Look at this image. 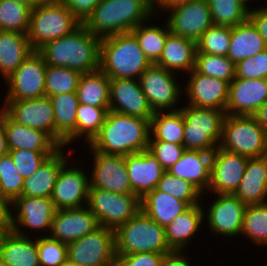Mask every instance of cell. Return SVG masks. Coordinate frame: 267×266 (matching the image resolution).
Returning a JSON list of instances; mask_svg holds the SVG:
<instances>
[{"instance_id": "1", "label": "cell", "mask_w": 267, "mask_h": 266, "mask_svg": "<svg viewBox=\"0 0 267 266\" xmlns=\"http://www.w3.org/2000/svg\"><path fill=\"white\" fill-rule=\"evenodd\" d=\"M100 42V37L81 24L70 34L44 44L37 51L46 65L89 73L100 68Z\"/></svg>"}, {"instance_id": "2", "label": "cell", "mask_w": 267, "mask_h": 266, "mask_svg": "<svg viewBox=\"0 0 267 266\" xmlns=\"http://www.w3.org/2000/svg\"><path fill=\"white\" fill-rule=\"evenodd\" d=\"M150 119L108 111L99 133L89 143L90 150L129 155L148 149Z\"/></svg>"}, {"instance_id": "3", "label": "cell", "mask_w": 267, "mask_h": 266, "mask_svg": "<svg viewBox=\"0 0 267 266\" xmlns=\"http://www.w3.org/2000/svg\"><path fill=\"white\" fill-rule=\"evenodd\" d=\"M156 16L153 0H102L82 24L93 35L104 38L131 32Z\"/></svg>"}, {"instance_id": "4", "label": "cell", "mask_w": 267, "mask_h": 266, "mask_svg": "<svg viewBox=\"0 0 267 266\" xmlns=\"http://www.w3.org/2000/svg\"><path fill=\"white\" fill-rule=\"evenodd\" d=\"M151 65L132 32L101 38L100 69L110 79H136Z\"/></svg>"}, {"instance_id": "5", "label": "cell", "mask_w": 267, "mask_h": 266, "mask_svg": "<svg viewBox=\"0 0 267 266\" xmlns=\"http://www.w3.org/2000/svg\"><path fill=\"white\" fill-rule=\"evenodd\" d=\"M165 228L140 210L115 230L116 255L141 252L169 253Z\"/></svg>"}, {"instance_id": "6", "label": "cell", "mask_w": 267, "mask_h": 266, "mask_svg": "<svg viewBox=\"0 0 267 266\" xmlns=\"http://www.w3.org/2000/svg\"><path fill=\"white\" fill-rule=\"evenodd\" d=\"M81 21L59 0H45L31 10L27 33L33 50L70 34Z\"/></svg>"}, {"instance_id": "7", "label": "cell", "mask_w": 267, "mask_h": 266, "mask_svg": "<svg viewBox=\"0 0 267 266\" xmlns=\"http://www.w3.org/2000/svg\"><path fill=\"white\" fill-rule=\"evenodd\" d=\"M180 110L184 117L183 146L186 150L213 153L222 138L225 110L198 108L185 104Z\"/></svg>"}, {"instance_id": "8", "label": "cell", "mask_w": 267, "mask_h": 266, "mask_svg": "<svg viewBox=\"0 0 267 266\" xmlns=\"http://www.w3.org/2000/svg\"><path fill=\"white\" fill-rule=\"evenodd\" d=\"M219 147L247 158L262 157L267 155V132L253 116L226 115Z\"/></svg>"}, {"instance_id": "9", "label": "cell", "mask_w": 267, "mask_h": 266, "mask_svg": "<svg viewBox=\"0 0 267 266\" xmlns=\"http://www.w3.org/2000/svg\"><path fill=\"white\" fill-rule=\"evenodd\" d=\"M87 207L99 226L115 231L141 210V199L135 194L89 189Z\"/></svg>"}, {"instance_id": "10", "label": "cell", "mask_w": 267, "mask_h": 266, "mask_svg": "<svg viewBox=\"0 0 267 266\" xmlns=\"http://www.w3.org/2000/svg\"><path fill=\"white\" fill-rule=\"evenodd\" d=\"M68 260L81 266H114L115 231L99 226L67 244Z\"/></svg>"}, {"instance_id": "11", "label": "cell", "mask_w": 267, "mask_h": 266, "mask_svg": "<svg viewBox=\"0 0 267 266\" xmlns=\"http://www.w3.org/2000/svg\"><path fill=\"white\" fill-rule=\"evenodd\" d=\"M174 72L157 64H151L139 77L142 91L154 112L179 110L177 102L183 94L180 82ZM178 82V83H177Z\"/></svg>"}, {"instance_id": "12", "label": "cell", "mask_w": 267, "mask_h": 266, "mask_svg": "<svg viewBox=\"0 0 267 266\" xmlns=\"http://www.w3.org/2000/svg\"><path fill=\"white\" fill-rule=\"evenodd\" d=\"M45 61L41 54L34 50L8 77L5 101L35 99L45 96Z\"/></svg>"}, {"instance_id": "13", "label": "cell", "mask_w": 267, "mask_h": 266, "mask_svg": "<svg viewBox=\"0 0 267 266\" xmlns=\"http://www.w3.org/2000/svg\"><path fill=\"white\" fill-rule=\"evenodd\" d=\"M12 230L21 236L27 235V228L35 232L47 233L51 230L52 219L56 208L51 198L48 197H26L20 196L11 203ZM23 227L26 230H23ZM38 230V231H37ZM26 233V234H25Z\"/></svg>"}, {"instance_id": "14", "label": "cell", "mask_w": 267, "mask_h": 266, "mask_svg": "<svg viewBox=\"0 0 267 266\" xmlns=\"http://www.w3.org/2000/svg\"><path fill=\"white\" fill-rule=\"evenodd\" d=\"M169 31L194 41L214 25L207 0H193L166 9Z\"/></svg>"}, {"instance_id": "15", "label": "cell", "mask_w": 267, "mask_h": 266, "mask_svg": "<svg viewBox=\"0 0 267 266\" xmlns=\"http://www.w3.org/2000/svg\"><path fill=\"white\" fill-rule=\"evenodd\" d=\"M92 171L90 189H101L118 194H134L127 173L125 156L91 150Z\"/></svg>"}, {"instance_id": "16", "label": "cell", "mask_w": 267, "mask_h": 266, "mask_svg": "<svg viewBox=\"0 0 267 266\" xmlns=\"http://www.w3.org/2000/svg\"><path fill=\"white\" fill-rule=\"evenodd\" d=\"M0 109L18 124L41 130L55 141L54 111L49 97L4 101Z\"/></svg>"}, {"instance_id": "17", "label": "cell", "mask_w": 267, "mask_h": 266, "mask_svg": "<svg viewBox=\"0 0 267 266\" xmlns=\"http://www.w3.org/2000/svg\"><path fill=\"white\" fill-rule=\"evenodd\" d=\"M67 161L59 171L51 195L56 210L87 206L90 176L80 167H69Z\"/></svg>"}, {"instance_id": "18", "label": "cell", "mask_w": 267, "mask_h": 266, "mask_svg": "<svg viewBox=\"0 0 267 266\" xmlns=\"http://www.w3.org/2000/svg\"><path fill=\"white\" fill-rule=\"evenodd\" d=\"M247 161V157L218 146L212 153L208 192L234 194L243 179Z\"/></svg>"}, {"instance_id": "19", "label": "cell", "mask_w": 267, "mask_h": 266, "mask_svg": "<svg viewBox=\"0 0 267 266\" xmlns=\"http://www.w3.org/2000/svg\"><path fill=\"white\" fill-rule=\"evenodd\" d=\"M214 195L216 198L210 204L208 212L204 213V220H207L208 229H211L210 231L216 235L229 239L239 236L247 205L242 203L234 194Z\"/></svg>"}, {"instance_id": "20", "label": "cell", "mask_w": 267, "mask_h": 266, "mask_svg": "<svg viewBox=\"0 0 267 266\" xmlns=\"http://www.w3.org/2000/svg\"><path fill=\"white\" fill-rule=\"evenodd\" d=\"M188 75V84L186 87L183 86V94L188 97V105L198 108L226 109L229 93L228 82L202 75L194 69Z\"/></svg>"}, {"instance_id": "21", "label": "cell", "mask_w": 267, "mask_h": 266, "mask_svg": "<svg viewBox=\"0 0 267 266\" xmlns=\"http://www.w3.org/2000/svg\"><path fill=\"white\" fill-rule=\"evenodd\" d=\"M110 111L151 119L154 115L148 99L136 79H110Z\"/></svg>"}, {"instance_id": "22", "label": "cell", "mask_w": 267, "mask_h": 266, "mask_svg": "<svg viewBox=\"0 0 267 266\" xmlns=\"http://www.w3.org/2000/svg\"><path fill=\"white\" fill-rule=\"evenodd\" d=\"M99 227L96 217L87 206L56 210L51 223L49 237L70 243Z\"/></svg>"}, {"instance_id": "23", "label": "cell", "mask_w": 267, "mask_h": 266, "mask_svg": "<svg viewBox=\"0 0 267 266\" xmlns=\"http://www.w3.org/2000/svg\"><path fill=\"white\" fill-rule=\"evenodd\" d=\"M267 101V79L234 78L229 84L226 115L252 116Z\"/></svg>"}, {"instance_id": "24", "label": "cell", "mask_w": 267, "mask_h": 266, "mask_svg": "<svg viewBox=\"0 0 267 266\" xmlns=\"http://www.w3.org/2000/svg\"><path fill=\"white\" fill-rule=\"evenodd\" d=\"M125 164L132 190L140 199L157 187L166 171L148 150L126 155Z\"/></svg>"}, {"instance_id": "25", "label": "cell", "mask_w": 267, "mask_h": 266, "mask_svg": "<svg viewBox=\"0 0 267 266\" xmlns=\"http://www.w3.org/2000/svg\"><path fill=\"white\" fill-rule=\"evenodd\" d=\"M0 123L5 131L8 150L58 151L61 148L47 133L18 124L2 109Z\"/></svg>"}, {"instance_id": "26", "label": "cell", "mask_w": 267, "mask_h": 266, "mask_svg": "<svg viewBox=\"0 0 267 266\" xmlns=\"http://www.w3.org/2000/svg\"><path fill=\"white\" fill-rule=\"evenodd\" d=\"M211 158L212 153L210 152L185 150L181 158L167 172L177 178L189 181L204 195L208 192L210 185Z\"/></svg>"}, {"instance_id": "27", "label": "cell", "mask_w": 267, "mask_h": 266, "mask_svg": "<svg viewBox=\"0 0 267 266\" xmlns=\"http://www.w3.org/2000/svg\"><path fill=\"white\" fill-rule=\"evenodd\" d=\"M234 195L246 205L267 202V155L248 158L243 179Z\"/></svg>"}, {"instance_id": "28", "label": "cell", "mask_w": 267, "mask_h": 266, "mask_svg": "<svg viewBox=\"0 0 267 266\" xmlns=\"http://www.w3.org/2000/svg\"><path fill=\"white\" fill-rule=\"evenodd\" d=\"M54 111L55 142L60 147L76 141V120L79 100L76 92L49 96Z\"/></svg>"}, {"instance_id": "29", "label": "cell", "mask_w": 267, "mask_h": 266, "mask_svg": "<svg viewBox=\"0 0 267 266\" xmlns=\"http://www.w3.org/2000/svg\"><path fill=\"white\" fill-rule=\"evenodd\" d=\"M63 149L48 157L32 176L24 179L21 196L51 197L59 171L69 161Z\"/></svg>"}, {"instance_id": "30", "label": "cell", "mask_w": 267, "mask_h": 266, "mask_svg": "<svg viewBox=\"0 0 267 266\" xmlns=\"http://www.w3.org/2000/svg\"><path fill=\"white\" fill-rule=\"evenodd\" d=\"M204 209L201 203L191 206L165 227L166 240L171 250H187L190 241L201 230L206 212Z\"/></svg>"}, {"instance_id": "31", "label": "cell", "mask_w": 267, "mask_h": 266, "mask_svg": "<svg viewBox=\"0 0 267 266\" xmlns=\"http://www.w3.org/2000/svg\"><path fill=\"white\" fill-rule=\"evenodd\" d=\"M196 52V41L170 33L156 64L176 74L178 71L187 74L194 69Z\"/></svg>"}, {"instance_id": "32", "label": "cell", "mask_w": 267, "mask_h": 266, "mask_svg": "<svg viewBox=\"0 0 267 266\" xmlns=\"http://www.w3.org/2000/svg\"><path fill=\"white\" fill-rule=\"evenodd\" d=\"M21 236L13 230L3 234L0 241V257L7 266H40L37 238Z\"/></svg>"}, {"instance_id": "33", "label": "cell", "mask_w": 267, "mask_h": 266, "mask_svg": "<svg viewBox=\"0 0 267 266\" xmlns=\"http://www.w3.org/2000/svg\"><path fill=\"white\" fill-rule=\"evenodd\" d=\"M27 33L0 30V73L10 77L33 52Z\"/></svg>"}, {"instance_id": "34", "label": "cell", "mask_w": 267, "mask_h": 266, "mask_svg": "<svg viewBox=\"0 0 267 266\" xmlns=\"http://www.w3.org/2000/svg\"><path fill=\"white\" fill-rule=\"evenodd\" d=\"M190 207L187 202L156 188L141 199V210L164 228Z\"/></svg>"}, {"instance_id": "35", "label": "cell", "mask_w": 267, "mask_h": 266, "mask_svg": "<svg viewBox=\"0 0 267 266\" xmlns=\"http://www.w3.org/2000/svg\"><path fill=\"white\" fill-rule=\"evenodd\" d=\"M266 48L264 39L249 20L231 27L230 46L227 57L235 65L245 58L253 57Z\"/></svg>"}, {"instance_id": "36", "label": "cell", "mask_w": 267, "mask_h": 266, "mask_svg": "<svg viewBox=\"0 0 267 266\" xmlns=\"http://www.w3.org/2000/svg\"><path fill=\"white\" fill-rule=\"evenodd\" d=\"M76 95L81 104L109 108L110 78L100 68L82 73Z\"/></svg>"}, {"instance_id": "37", "label": "cell", "mask_w": 267, "mask_h": 266, "mask_svg": "<svg viewBox=\"0 0 267 266\" xmlns=\"http://www.w3.org/2000/svg\"><path fill=\"white\" fill-rule=\"evenodd\" d=\"M184 117L182 111H157L150 119L149 141L183 144Z\"/></svg>"}, {"instance_id": "38", "label": "cell", "mask_w": 267, "mask_h": 266, "mask_svg": "<svg viewBox=\"0 0 267 266\" xmlns=\"http://www.w3.org/2000/svg\"><path fill=\"white\" fill-rule=\"evenodd\" d=\"M147 22L139 24L131 32L137 39L145 57L151 64H156L161 57L166 39L171 32L167 22L162 27L154 24L149 25V22L146 25Z\"/></svg>"}, {"instance_id": "39", "label": "cell", "mask_w": 267, "mask_h": 266, "mask_svg": "<svg viewBox=\"0 0 267 266\" xmlns=\"http://www.w3.org/2000/svg\"><path fill=\"white\" fill-rule=\"evenodd\" d=\"M241 235L256 245L267 246V202L246 206Z\"/></svg>"}, {"instance_id": "40", "label": "cell", "mask_w": 267, "mask_h": 266, "mask_svg": "<svg viewBox=\"0 0 267 266\" xmlns=\"http://www.w3.org/2000/svg\"><path fill=\"white\" fill-rule=\"evenodd\" d=\"M207 1L214 25L232 27L246 22L249 18L250 7L240 0Z\"/></svg>"}, {"instance_id": "41", "label": "cell", "mask_w": 267, "mask_h": 266, "mask_svg": "<svg viewBox=\"0 0 267 266\" xmlns=\"http://www.w3.org/2000/svg\"><path fill=\"white\" fill-rule=\"evenodd\" d=\"M110 108L79 103L76 120V140L84 139L89 144L99 133Z\"/></svg>"}, {"instance_id": "42", "label": "cell", "mask_w": 267, "mask_h": 266, "mask_svg": "<svg viewBox=\"0 0 267 266\" xmlns=\"http://www.w3.org/2000/svg\"><path fill=\"white\" fill-rule=\"evenodd\" d=\"M32 8L14 0H0V30L28 33Z\"/></svg>"}, {"instance_id": "43", "label": "cell", "mask_w": 267, "mask_h": 266, "mask_svg": "<svg viewBox=\"0 0 267 266\" xmlns=\"http://www.w3.org/2000/svg\"><path fill=\"white\" fill-rule=\"evenodd\" d=\"M81 75V72L74 69L47 65L45 96L76 92Z\"/></svg>"}, {"instance_id": "44", "label": "cell", "mask_w": 267, "mask_h": 266, "mask_svg": "<svg viewBox=\"0 0 267 266\" xmlns=\"http://www.w3.org/2000/svg\"><path fill=\"white\" fill-rule=\"evenodd\" d=\"M194 70L230 84L235 78L236 65L227 56L196 53Z\"/></svg>"}, {"instance_id": "45", "label": "cell", "mask_w": 267, "mask_h": 266, "mask_svg": "<svg viewBox=\"0 0 267 266\" xmlns=\"http://www.w3.org/2000/svg\"><path fill=\"white\" fill-rule=\"evenodd\" d=\"M157 190L167 193L187 202L190 206L200 204L204 196L203 193L189 181L177 178L165 171L156 187ZM201 198V200H200Z\"/></svg>"}, {"instance_id": "46", "label": "cell", "mask_w": 267, "mask_h": 266, "mask_svg": "<svg viewBox=\"0 0 267 266\" xmlns=\"http://www.w3.org/2000/svg\"><path fill=\"white\" fill-rule=\"evenodd\" d=\"M230 38L231 26L213 25L196 42V53L227 56Z\"/></svg>"}, {"instance_id": "47", "label": "cell", "mask_w": 267, "mask_h": 266, "mask_svg": "<svg viewBox=\"0 0 267 266\" xmlns=\"http://www.w3.org/2000/svg\"><path fill=\"white\" fill-rule=\"evenodd\" d=\"M24 179L7 153L0 157V194L11 203L21 196Z\"/></svg>"}, {"instance_id": "48", "label": "cell", "mask_w": 267, "mask_h": 266, "mask_svg": "<svg viewBox=\"0 0 267 266\" xmlns=\"http://www.w3.org/2000/svg\"><path fill=\"white\" fill-rule=\"evenodd\" d=\"M57 151L8 150L23 179L32 176L45 160Z\"/></svg>"}, {"instance_id": "49", "label": "cell", "mask_w": 267, "mask_h": 266, "mask_svg": "<svg viewBox=\"0 0 267 266\" xmlns=\"http://www.w3.org/2000/svg\"><path fill=\"white\" fill-rule=\"evenodd\" d=\"M40 266H61L68 260L67 244L49 236H37Z\"/></svg>"}, {"instance_id": "50", "label": "cell", "mask_w": 267, "mask_h": 266, "mask_svg": "<svg viewBox=\"0 0 267 266\" xmlns=\"http://www.w3.org/2000/svg\"><path fill=\"white\" fill-rule=\"evenodd\" d=\"M236 78L267 79V48L236 64Z\"/></svg>"}, {"instance_id": "51", "label": "cell", "mask_w": 267, "mask_h": 266, "mask_svg": "<svg viewBox=\"0 0 267 266\" xmlns=\"http://www.w3.org/2000/svg\"><path fill=\"white\" fill-rule=\"evenodd\" d=\"M147 150L156 157L157 161L167 171L181 158L186 148L183 144L149 141Z\"/></svg>"}, {"instance_id": "52", "label": "cell", "mask_w": 267, "mask_h": 266, "mask_svg": "<svg viewBox=\"0 0 267 266\" xmlns=\"http://www.w3.org/2000/svg\"><path fill=\"white\" fill-rule=\"evenodd\" d=\"M166 253L141 252L128 255H116L114 266H160Z\"/></svg>"}, {"instance_id": "53", "label": "cell", "mask_w": 267, "mask_h": 266, "mask_svg": "<svg viewBox=\"0 0 267 266\" xmlns=\"http://www.w3.org/2000/svg\"><path fill=\"white\" fill-rule=\"evenodd\" d=\"M83 23L102 0H59Z\"/></svg>"}, {"instance_id": "54", "label": "cell", "mask_w": 267, "mask_h": 266, "mask_svg": "<svg viewBox=\"0 0 267 266\" xmlns=\"http://www.w3.org/2000/svg\"><path fill=\"white\" fill-rule=\"evenodd\" d=\"M248 20L257 29L267 46V6L254 9L250 8Z\"/></svg>"}, {"instance_id": "55", "label": "cell", "mask_w": 267, "mask_h": 266, "mask_svg": "<svg viewBox=\"0 0 267 266\" xmlns=\"http://www.w3.org/2000/svg\"><path fill=\"white\" fill-rule=\"evenodd\" d=\"M0 228L4 231L12 230L11 202L0 194Z\"/></svg>"}, {"instance_id": "56", "label": "cell", "mask_w": 267, "mask_h": 266, "mask_svg": "<svg viewBox=\"0 0 267 266\" xmlns=\"http://www.w3.org/2000/svg\"><path fill=\"white\" fill-rule=\"evenodd\" d=\"M189 259L183 251L172 250L164 254L160 266H191Z\"/></svg>"}, {"instance_id": "57", "label": "cell", "mask_w": 267, "mask_h": 266, "mask_svg": "<svg viewBox=\"0 0 267 266\" xmlns=\"http://www.w3.org/2000/svg\"><path fill=\"white\" fill-rule=\"evenodd\" d=\"M191 1L193 0H153V10H154V13L157 14L160 11L163 12L168 8H172L176 5H180V4L191 2Z\"/></svg>"}, {"instance_id": "58", "label": "cell", "mask_w": 267, "mask_h": 266, "mask_svg": "<svg viewBox=\"0 0 267 266\" xmlns=\"http://www.w3.org/2000/svg\"><path fill=\"white\" fill-rule=\"evenodd\" d=\"M258 124L267 132V101L252 115Z\"/></svg>"}, {"instance_id": "59", "label": "cell", "mask_w": 267, "mask_h": 266, "mask_svg": "<svg viewBox=\"0 0 267 266\" xmlns=\"http://www.w3.org/2000/svg\"><path fill=\"white\" fill-rule=\"evenodd\" d=\"M8 153V145L3 125L0 123V157Z\"/></svg>"}, {"instance_id": "60", "label": "cell", "mask_w": 267, "mask_h": 266, "mask_svg": "<svg viewBox=\"0 0 267 266\" xmlns=\"http://www.w3.org/2000/svg\"><path fill=\"white\" fill-rule=\"evenodd\" d=\"M16 2H21L25 5H27L30 8H35L39 3L44 2L45 0H14Z\"/></svg>"}, {"instance_id": "61", "label": "cell", "mask_w": 267, "mask_h": 266, "mask_svg": "<svg viewBox=\"0 0 267 266\" xmlns=\"http://www.w3.org/2000/svg\"><path fill=\"white\" fill-rule=\"evenodd\" d=\"M61 266H81L80 264L74 263V262H70L69 260H67L64 264H62Z\"/></svg>"}, {"instance_id": "62", "label": "cell", "mask_w": 267, "mask_h": 266, "mask_svg": "<svg viewBox=\"0 0 267 266\" xmlns=\"http://www.w3.org/2000/svg\"><path fill=\"white\" fill-rule=\"evenodd\" d=\"M0 266H7L4 261L2 260V258L0 257Z\"/></svg>"}, {"instance_id": "63", "label": "cell", "mask_w": 267, "mask_h": 266, "mask_svg": "<svg viewBox=\"0 0 267 266\" xmlns=\"http://www.w3.org/2000/svg\"><path fill=\"white\" fill-rule=\"evenodd\" d=\"M240 1H242L246 6H248V2H250V1H252V0H240Z\"/></svg>"}, {"instance_id": "64", "label": "cell", "mask_w": 267, "mask_h": 266, "mask_svg": "<svg viewBox=\"0 0 267 266\" xmlns=\"http://www.w3.org/2000/svg\"><path fill=\"white\" fill-rule=\"evenodd\" d=\"M4 233L5 232L0 228V241H1V238H2V236H3Z\"/></svg>"}]
</instances>
